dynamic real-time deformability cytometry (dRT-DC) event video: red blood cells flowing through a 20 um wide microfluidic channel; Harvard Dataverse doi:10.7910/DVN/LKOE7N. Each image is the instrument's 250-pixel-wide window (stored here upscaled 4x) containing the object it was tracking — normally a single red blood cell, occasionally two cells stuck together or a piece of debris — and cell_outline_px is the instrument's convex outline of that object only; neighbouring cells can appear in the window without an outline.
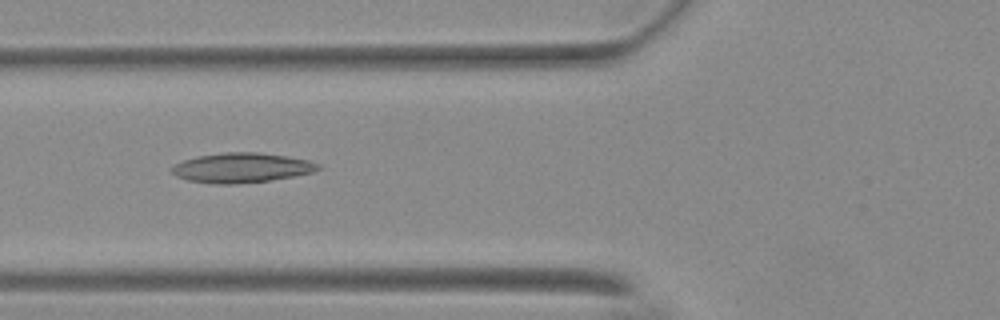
{"species": "Egyptian fruit bat (a non-hibernating species)", "species_latin": "Rousettus aegyptiacus", "temperature_condition": "warm", "stored_images_in_passage": 44, "camera_frame_rate_fps": 3000, "um_per_image_px": 0.085, "animal": {"sex": "female"}, "frame": {"image": 1, "passage_image": 10, "time_ms": 3.0, "image_size_px": [1000, 320], "cell_outline_px": [[320, 168], [312, 172], [292, 176], [268, 180], [236, 184], [212, 184], [188, 180], [176, 176], [172, 172], [172, 168], [176, 164], [184, 160], [196, 156], [224, 152], [256, 152], [284, 156], [308, 160], [320, 164]], "centroid_in_image_um": [20.5, 14.26], "position_along_channel_um": 105.3, "area_um2": 25.09}}
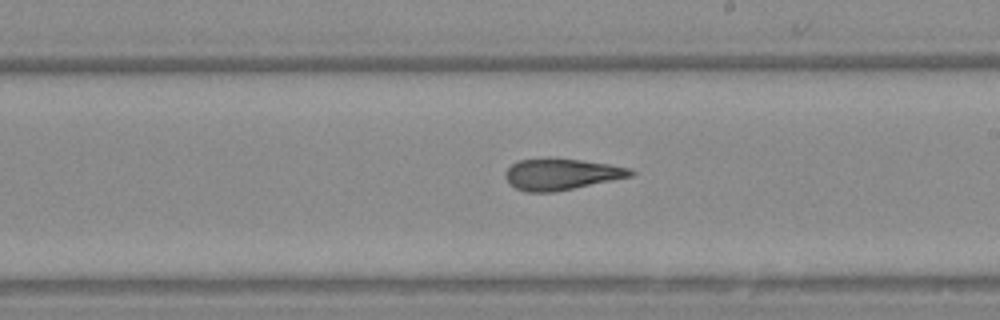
{"frame": {"image": 2, "passage_image": 21, "time_ms": 6.667, "image_size_px": [1000, 320], "cell_outline_px": [[636, 172], [632, 176], [556, 192], [524, 192], [516, 188], [504, 176], [504, 172], [512, 164], [520, 160], [548, 156], [580, 160], [608, 164], [628, 168]], "centroid_in_image_um": [47.68, 14.79], "position_along_channel_um": 241.3, "area_um2": 23.06}}
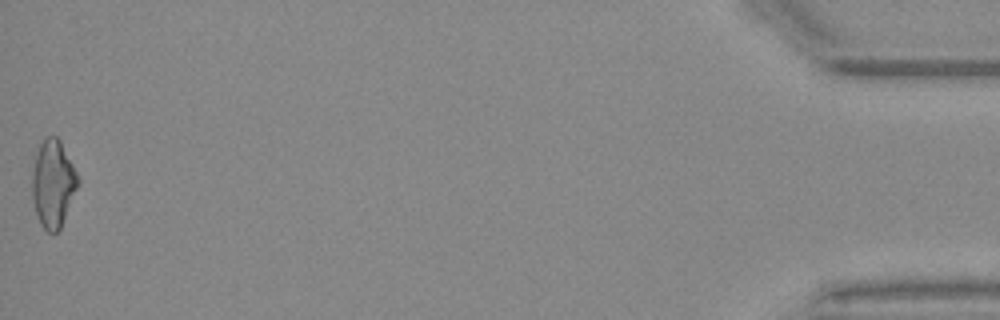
{"frame": {"image": 3, "passage_image": 44, "time_ms": 14.333, "image_size_px": [1000, 320], "cell_outline_px": [[80, 180], [60, 228], [56, 232], [48, 232], [40, 224], [36, 212], [32, 196], [32, 172], [36, 156], [40, 144], [44, 136], [56, 136], [60, 140]], "centroid_in_image_um": [4.5, 15.59], "position_along_channel_um": 430.7, "area_um2": 22.89}, "authors_computed_cell_mechanics": {"area_um2": 23.12, "velocity_mm_per_s": 3.7197, "shape_relaxation_time_tau1_ms": null, "shape_relaxation_time_tau2_ms": 3.6558, "deformation_change_tau1": null, "deformation_change_tau2": 0.147}}